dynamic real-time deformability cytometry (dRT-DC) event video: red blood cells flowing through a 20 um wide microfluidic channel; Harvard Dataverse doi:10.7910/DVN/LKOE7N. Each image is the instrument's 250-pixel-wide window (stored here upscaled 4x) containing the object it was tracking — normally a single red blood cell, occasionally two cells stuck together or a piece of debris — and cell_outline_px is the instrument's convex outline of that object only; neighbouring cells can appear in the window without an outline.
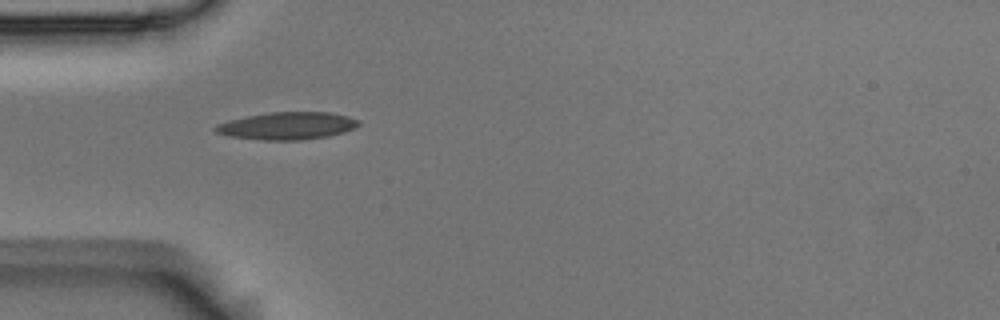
{"species": "Egyptian fruit bat (a non-hibernating species)", "species_latin": "Rousettus aegyptiacus", "temperature_condition": "room temperature", "stored_images_in_passage": 38, "camera_frame_rate_fps": 3000, "um_per_image_px": 0.085, "animal": {"sex": "male"}, "frame": {"image": 1, "passage_image": 1, "time_ms": 0.0, "image_size_px": [1000, 320], "cell_outline_px": [[360, 124], [356, 128], [344, 132], [328, 136], [300, 140], [264, 140], [228, 136], [216, 132], [212, 128], [216, 124], [228, 120], [268, 112], [328, 112], [348, 116], [360, 120]], "centroid_in_image_um": [24.42, 10.69], "position_along_channel_um": 60.6, "area_um2": 23.0}}
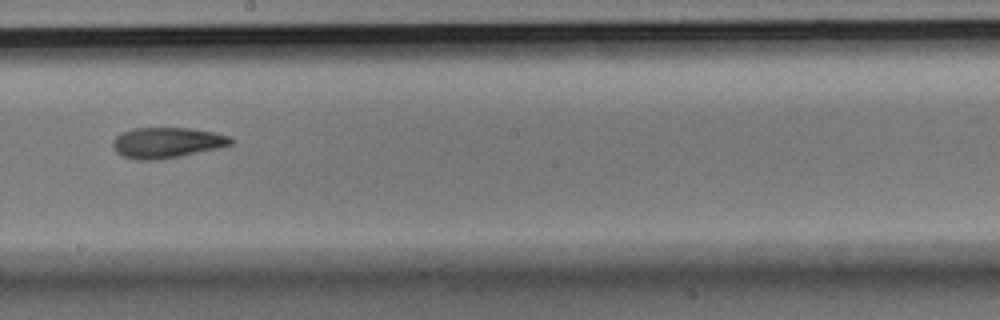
{"frame": {"image": 2, "passage_image": 15, "time_ms": 4.667, "image_size_px": [1000, 320], "cell_outline_px": [[232, 144], [220, 148], [180, 156], [156, 160], [136, 160], [120, 156], [116, 152], [112, 144], [112, 140], [120, 132], [132, 128], [188, 128], [212, 132], [228, 136], [232, 140]], "centroid_in_image_um": [14.12, 12.13], "position_along_channel_um": 234.1, "area_um2": 21.15}}
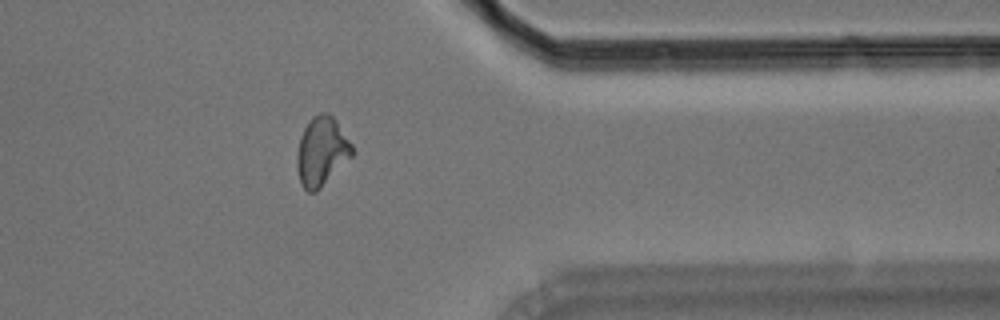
{"frame": {"image": 3, "passage_image": 28, "time_ms": 9.0, "image_size_px": [1000, 320], "cell_outline_px": [[356, 152], [316, 192], [308, 192], [300, 184], [296, 164], [296, 156], [300, 136], [308, 120], [312, 116], [320, 112], [328, 112], [336, 120], [352, 144]], "centroid_in_image_um": [27.33, 12.85], "position_along_channel_um": 384.1, "area_um2": 22.37}, "authors_computed_cell_mechanics": {"area_um2": 20.9814, "velocity_mm_per_s": 3.7363, "shape_relaxation_time_tau1_ms": 6.7598, "shape_relaxation_time_tau2_ms": 2.8081, "deformation_change_tau1": 0.1877, "deformation_change_tau2": 0.0991}}